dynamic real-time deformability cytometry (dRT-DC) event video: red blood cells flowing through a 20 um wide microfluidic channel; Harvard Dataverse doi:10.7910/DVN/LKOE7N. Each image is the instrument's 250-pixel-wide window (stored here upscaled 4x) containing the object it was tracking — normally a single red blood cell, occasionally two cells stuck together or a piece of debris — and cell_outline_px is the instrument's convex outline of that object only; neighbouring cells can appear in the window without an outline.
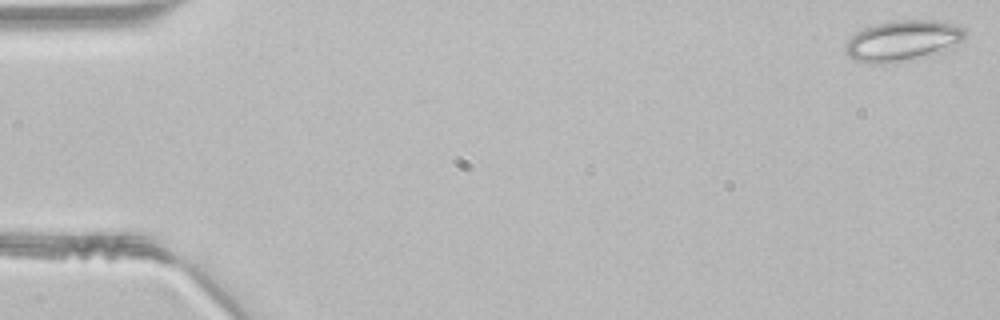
{"species": "common noctule bat (a hibernating species)", "species_latin": "Nyctalus noctula", "temperature_condition": "room temperature", "stored_images_in_passage": 48, "camera_frame_rate_fps": 3000, "um_per_image_px": 0.085, "animal": {"sex": "male", "body_mass_g": 21.5, "forearm_length_mm": 52.0}, "frame": {"image": 1, "passage_image": 1, "time_ms": 0.0, "image_size_px": [1000, 320], "cell_outline_px": [[968, 36], [960, 48], [912, 60], [888, 64], [872, 64], [856, 60], [848, 56], [844, 52], [844, 44], [856, 32], [864, 28], [876, 24], [892, 20], [940, 20], [964, 28], [968, 32]], "centroid_in_image_um": [76.84, 3.48], "position_along_channel_um": 8.2, "area_um2": 29.59}}
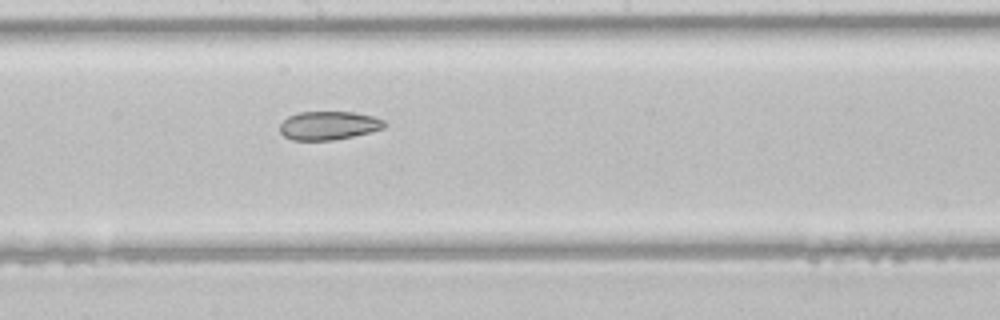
{"frame": {"image": 2, "passage_image": 26, "time_ms": 8.333, "image_size_px": [1000, 320], "cell_outline_px": [[384, 128], [352, 136], [332, 140], [292, 140], [284, 136], [280, 132], [280, 124], [288, 116], [300, 112], [356, 112], [372, 116], [384, 120]], "centroid_in_image_um": [27.9, 10.66], "position_along_channel_um": 220.3, "area_um2": 17.22}}
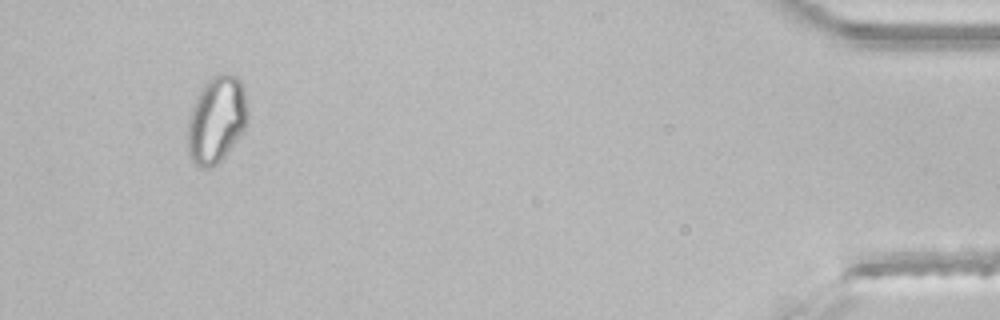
{"frame": {"image": 3, "passage_image": 45, "time_ms": 14.667, "image_size_px": [1000, 320], "cell_outline_px": [[248, 116], [244, 128], [240, 136], [224, 160], [208, 168], [196, 168], [192, 164], [188, 156], [188, 116], [196, 96], [204, 84], [212, 76], [220, 72], [228, 72], [236, 76], [240, 80], [244, 88], [248, 112]], "centroid_in_image_um": [18.39, 10.19], "position_along_channel_um": 416.8, "area_um2": 31.15}}